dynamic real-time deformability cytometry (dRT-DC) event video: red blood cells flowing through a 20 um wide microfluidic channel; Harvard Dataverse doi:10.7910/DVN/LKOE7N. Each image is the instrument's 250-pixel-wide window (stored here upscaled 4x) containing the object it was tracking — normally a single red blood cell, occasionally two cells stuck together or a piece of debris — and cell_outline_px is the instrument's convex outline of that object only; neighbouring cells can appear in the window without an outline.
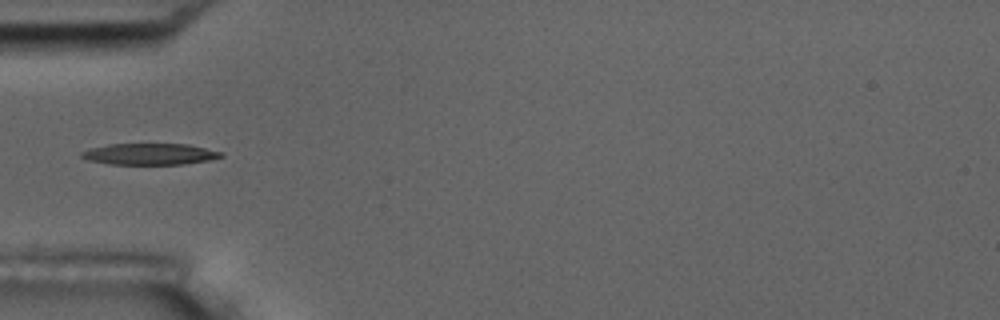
{"species": "common noctule bat (a hibernating species)", "species_latin": "Nyctalus noctula", "temperature_condition": "room temperature", "stored_images_in_passage": 10, "camera_frame_rate_fps": 3000, "um_per_image_px": 0.085, "animal": {"sex": "male", "body_mass_g": 17.5, "forearm_length_mm": 52.3}, "frame": {"image": 1, "passage_image": 4, "time_ms": 3.667, "image_size_px": [1000, 320], "cell_outline_px": [[224, 156], [208, 160], [184, 164], [108, 164], [88, 160], [80, 156], [80, 152], [92, 148], [108, 144], [188, 144], [224, 152]], "centroid_in_image_um": [12.74, 13.09], "position_along_channel_um": 72.3, "area_um2": 17.34}}
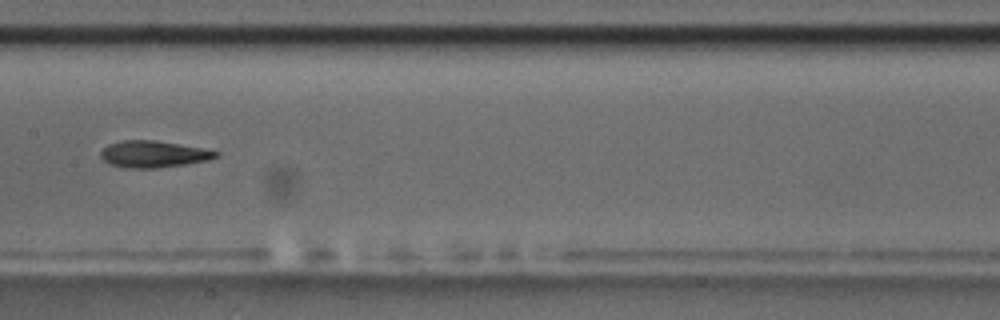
{"frame": {"image": 2, "passage_image": 7, "time_ms": 7.0, "image_size_px": [1000, 320], "cell_outline_px": [[220, 156], [208, 160], [188, 164], [156, 168], [124, 168], [108, 164], [100, 156], [100, 152], [108, 144], [120, 140], [156, 140], [200, 148], [220, 152]], "centroid_in_image_um": [13.02, 13.11], "position_along_channel_um": 194.4, "area_um2": 18.03}}